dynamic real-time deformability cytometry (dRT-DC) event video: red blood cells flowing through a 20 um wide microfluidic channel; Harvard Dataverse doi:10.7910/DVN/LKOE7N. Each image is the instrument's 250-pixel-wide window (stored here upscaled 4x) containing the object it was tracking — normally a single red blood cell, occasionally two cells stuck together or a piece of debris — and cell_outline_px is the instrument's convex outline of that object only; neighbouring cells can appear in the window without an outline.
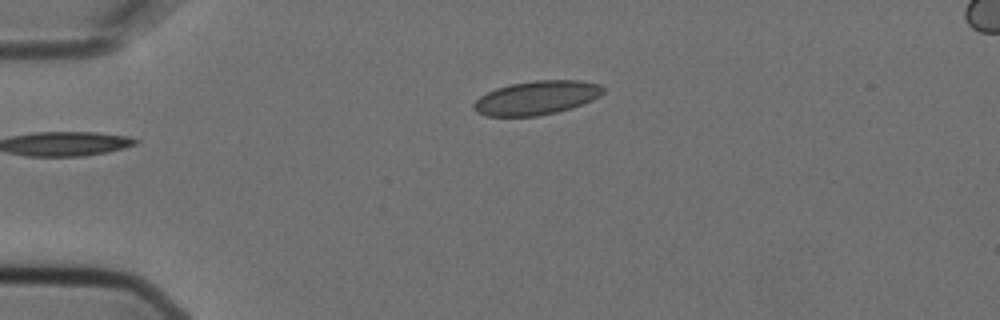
{"species": "Egyptian fruit bat (a non-hibernating species)", "species_latin": "Rousettus aegyptiacus", "temperature_condition": "cold", "stored_images_in_passage": 4, "camera_frame_rate_fps": 3000, "um_per_image_px": 0.085, "animal": {"sex": "female"}, "frame": {"image": 1, "passage_image": 4, "time_ms": 1.0, "image_size_px": [1000, 320], "cell_outline_px": [[604, 92], [600, 96], [592, 100], [572, 108], [556, 112], [536, 116], [488, 116], [476, 112], [472, 108], [472, 104], [480, 96], [496, 88], [512, 84], [536, 80], [580, 80], [600, 84], [604, 88]], "centroid_in_image_um": [45.62, 8.31], "position_along_channel_um": 39.4, "area_um2": 25.55}}